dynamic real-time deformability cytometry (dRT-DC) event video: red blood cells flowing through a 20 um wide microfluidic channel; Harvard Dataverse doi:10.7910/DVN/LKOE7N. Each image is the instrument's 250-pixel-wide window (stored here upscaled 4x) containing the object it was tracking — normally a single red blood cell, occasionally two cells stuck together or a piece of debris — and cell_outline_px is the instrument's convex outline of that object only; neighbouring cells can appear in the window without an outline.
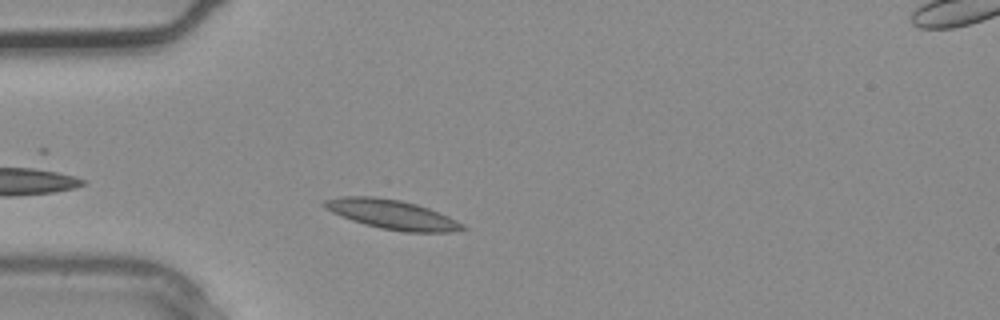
{"species": "common noctule bat (a hibernating species)", "species_latin": "Nyctalus noctula", "temperature_condition": "warm", "stored_images_in_passage": 2, "camera_frame_rate_fps": 3000, "um_per_image_px": 0.085, "animal": {"sex": "male", "body_mass_g": 20.4}, "frame": {"image": 1, "passage_image": 2, "time_ms": 0.333, "image_size_px": [1000, 320], "cell_outline_px": [[468, 228], [452, 232], [404, 232], [380, 228], [364, 224], [352, 220], [332, 212], [324, 208], [320, 204], [324, 200], [340, 196], [376, 196], [400, 200], [416, 204], [428, 208], [448, 216], [464, 224]], "centroid_in_image_um": [33.3, 18.22], "position_along_channel_um": 51.7, "area_um2": 23.76}}